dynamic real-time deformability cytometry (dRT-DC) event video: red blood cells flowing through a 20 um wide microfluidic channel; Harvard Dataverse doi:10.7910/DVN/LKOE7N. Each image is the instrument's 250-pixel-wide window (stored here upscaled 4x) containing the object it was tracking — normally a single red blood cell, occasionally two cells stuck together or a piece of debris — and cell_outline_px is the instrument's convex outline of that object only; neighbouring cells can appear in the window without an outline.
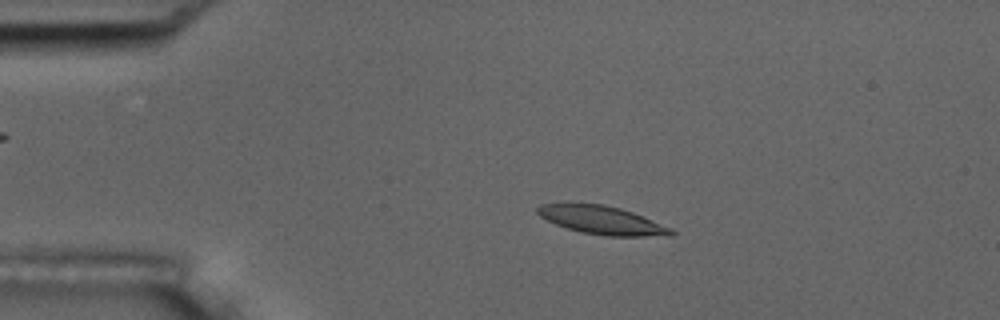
{"species": "common noctule bat (a hibernating species)", "species_latin": "Nyctalus noctula", "temperature_condition": "room temperature", "stored_images_in_passage": 56, "camera_frame_rate_fps": 3000, "um_per_image_px": 0.085, "animal": {"sex": "male", "body_mass_g": 17.5, "forearm_length_mm": 52.3}, "frame": {"image": 1, "passage_image": 11, "time_ms": 3.333, "image_size_px": [1000, 320], "cell_outline_px": [[676, 232], [672, 236], [608, 236], [580, 232], [556, 224], [540, 216], [536, 212], [536, 208], [540, 204], [568, 200], [604, 204], [620, 208], [644, 216], [672, 228]], "centroid_in_image_um": [51.12, 18.66], "position_along_channel_um": 33.9, "area_um2": 22.89}}
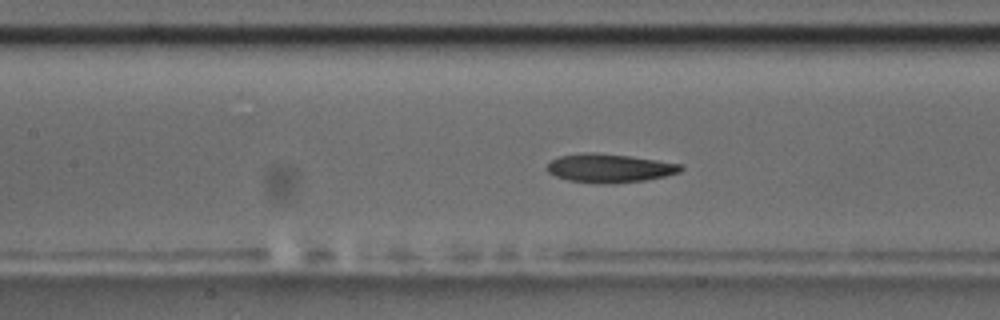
{"frame": {"image": 2, "passage_image": 25, "time_ms": 8.0, "image_size_px": [1000, 320], "cell_outline_px": [[684, 168], [680, 172], [664, 176], [644, 180], [604, 184], [568, 180], [556, 176], [548, 172], [544, 168], [552, 160], [560, 156], [584, 152], [592, 152], [632, 156], [680, 164]], "centroid_in_image_um": [51.78, 14.28], "position_along_channel_um": 155.6, "area_um2": 22.2}}
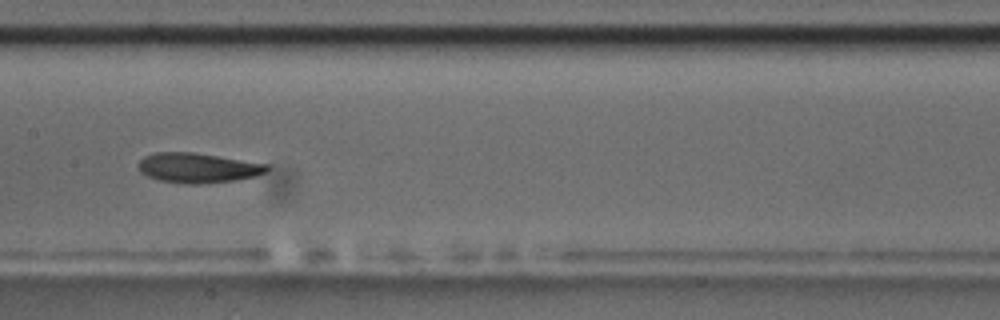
{"frame": {"image": 3, "passage_image": 28, "time_ms": 9.0, "image_size_px": [1000, 320], "cell_outline_px": [[268, 172], [256, 176], [236, 180], [200, 184], [188, 184], [160, 180], [148, 176], [140, 172], [140, 160], [144, 156], [156, 152], [192, 152], [268, 164]], "centroid_in_image_um": [16.84, 14.27], "position_along_channel_um": 190.6, "area_um2": 22.2}, "authors_computed_cell_mechanics": {"area_um2": 22.1374, "velocity_mm_per_s": 3.5326, "shape_relaxation_time_tau1_ms": 2.9346, "shape_relaxation_time_tau2_ms": 6.839, "deformation_change_tau1": 0.1327, "deformation_change_tau2": 0.1248}}